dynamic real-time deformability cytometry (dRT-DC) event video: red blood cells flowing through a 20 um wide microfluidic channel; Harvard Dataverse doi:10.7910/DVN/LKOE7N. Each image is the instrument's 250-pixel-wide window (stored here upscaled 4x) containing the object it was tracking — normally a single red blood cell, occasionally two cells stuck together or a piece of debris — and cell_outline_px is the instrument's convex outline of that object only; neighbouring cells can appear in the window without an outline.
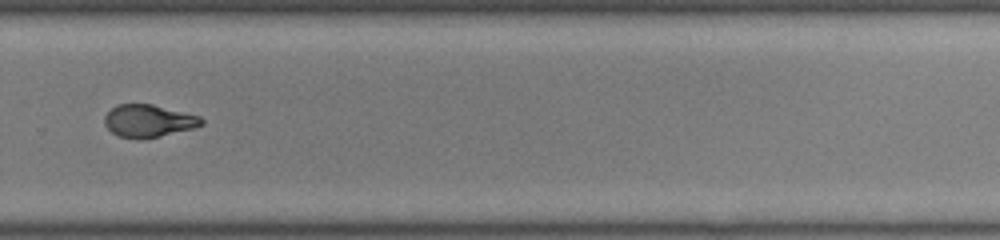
{"species": "common noctule bat (a hibernating species)", "species_latin": "Nyctalus noctula", "temperature_condition": "room temperature", "stored_images_in_passage": 37, "camera_frame_rate_fps": 3000, "um_per_image_px": 0.085, "animal": {"sex": "male", "body_mass_g": 19.0, "forearm_length_mm": 50.8}, "frame": {"image": 1, "passage_image": 27, "time_ms": 8.667, "image_size_px": [1000, 240], "cell_outline_px": [[204, 124], [196, 128], [144, 140], [136, 140], [116, 136], [104, 124], [104, 116], [116, 104], [152, 104], [200, 116], [204, 120]], "centroid_in_image_um": [12.63, 10.3], "position_along_channel_um": 317.2, "area_um2": 18.79}, "authors_computed_cell_mechanics": {"area_um2": 18.9584, "velocity_mm_per_s": 4.1118, "shape_relaxation_time_tau1_ms": null, "shape_relaxation_time_tau2_ms": 1.2204, "deformation_change_tau1": null, "deformation_change_tau2": 0.072}}